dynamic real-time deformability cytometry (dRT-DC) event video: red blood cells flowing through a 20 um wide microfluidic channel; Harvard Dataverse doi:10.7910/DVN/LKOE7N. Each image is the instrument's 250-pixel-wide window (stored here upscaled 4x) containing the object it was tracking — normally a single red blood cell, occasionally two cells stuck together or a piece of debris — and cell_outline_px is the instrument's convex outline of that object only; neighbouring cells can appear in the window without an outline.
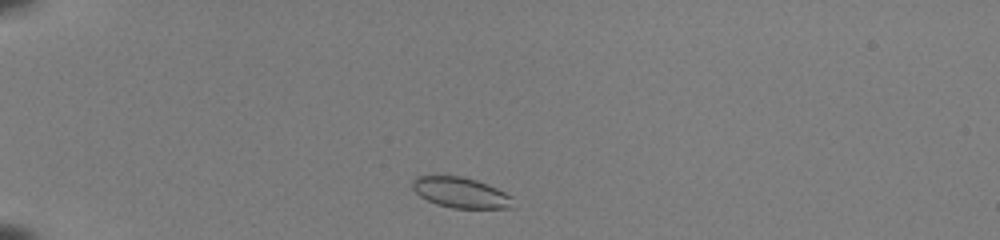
{"species": "common noctule bat (a hibernating species)", "species_latin": "Nyctalus noctula", "temperature_condition": "room temperature", "stored_images_in_passage": 40, "camera_frame_rate_fps": 3000, "um_per_image_px": 0.085, "animal": {"sex": "female", "body_mass_g": 22.0, "forearm_length_mm": 56.7}, "frame": {"image": 1, "passage_image": 2, "time_ms": 0.333, "image_size_px": [1000, 240], "cell_outline_px": [[512, 208], [452, 208], [436, 204], [420, 196], [412, 188], [412, 180], [416, 176], [460, 176], [476, 180], [488, 184], [512, 196]], "centroid_in_image_um": [39.15, 16.37], "position_along_channel_um": 45.9, "area_um2": 17.8}}
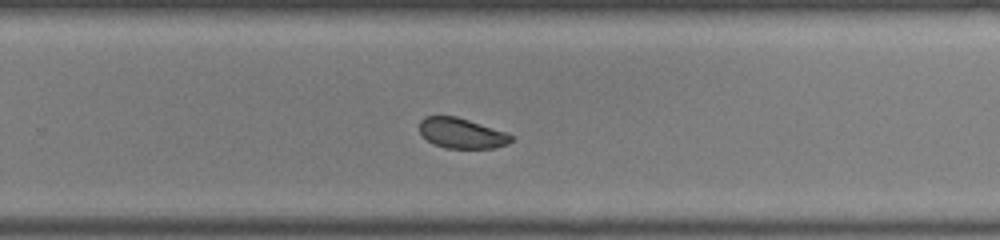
{"frame": {"image": 2, "passage_image": 24, "time_ms": 7.667, "image_size_px": [1000, 240], "cell_outline_px": [[512, 140], [508, 144], [492, 148], [444, 148], [432, 144], [420, 132], [420, 120], [424, 116], [456, 116], [508, 132], [512, 136]], "centroid_in_image_um": [39.25, 11.32], "position_along_channel_um": 290.6, "area_um2": 16.24}}
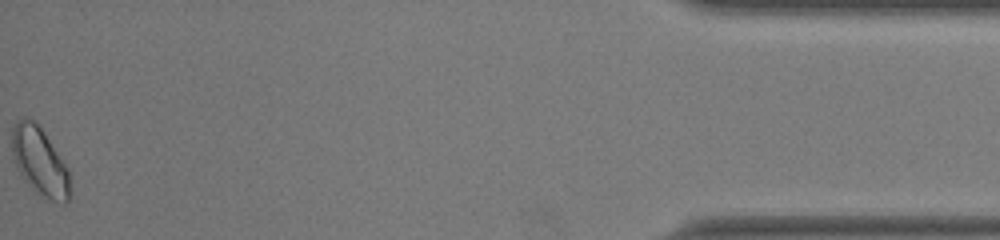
{"frame": {"image": 3, "passage_image": 40, "time_ms": 13.0, "image_size_px": [1000, 240], "cell_outline_px": [[68, 204], [60, 204], [44, 196], [32, 188], [24, 180], [16, 168], [12, 160], [12, 128], [16, 120], [20, 116], [24, 116], [40, 124], [68, 168]], "centroid_in_image_um": [3.33, 13.66], "position_along_channel_um": 431.9, "area_um2": 23.24}, "authors_computed_cell_mechanics": {"area_um2": 17.7735, "velocity_mm_per_s": 3.9628, "shape_relaxation_time_tau1_ms": null, "shape_relaxation_time_tau2_ms": 1.1282, "deformation_change_tau1": null, "deformation_change_tau2": 0.0495}}